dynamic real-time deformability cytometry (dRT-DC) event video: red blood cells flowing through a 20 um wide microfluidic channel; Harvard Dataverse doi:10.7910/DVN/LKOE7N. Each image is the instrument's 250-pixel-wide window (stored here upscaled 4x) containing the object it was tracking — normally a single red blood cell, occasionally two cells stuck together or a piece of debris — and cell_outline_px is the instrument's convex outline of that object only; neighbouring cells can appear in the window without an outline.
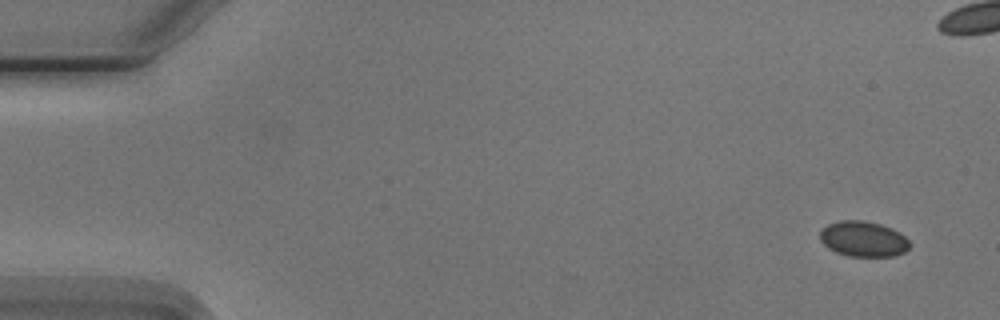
{"species": "Egyptian fruit bat (a non-hibernating species)", "species_latin": "Rousettus aegyptiacus", "temperature_condition": "cold", "stored_images_in_passage": 7, "segment_of_instrument_passage": [1, 2], "camera_frame_rate_fps": 3000, "um_per_image_px": 0.085, "animal": {"sex": "male"}, "frame": {"image": 1, "passage_image": 1, "time_ms": 0.0, "image_size_px": [1000, 320], "cell_outline_px": [[912, 244], [904, 252], [896, 256], [848, 256], [836, 252], [828, 248], [820, 240], [820, 232], [828, 224], [840, 220], [864, 220], [880, 224], [892, 228], [900, 232]], "centroid_in_image_um": [73.4, 20.31], "position_along_channel_um": 11.6, "area_um2": 18.61}}
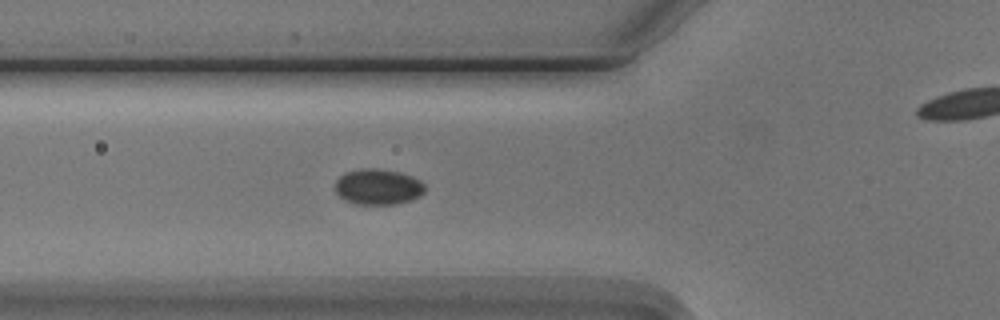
{"frame": {"image": 2, "passage_image": 6, "time_ms": 5.667, "image_size_px": [1000, 320], "cell_outline_px": [[424, 192], [420, 196], [412, 200], [396, 204], [356, 204], [344, 200], [336, 192], [336, 180], [344, 172], [360, 168], [376, 168], [400, 172], [412, 176], [420, 180], [424, 184]], "centroid_in_image_um": [32.13, 15.87], "position_along_channel_um": 93.7, "area_um2": 18.84}}